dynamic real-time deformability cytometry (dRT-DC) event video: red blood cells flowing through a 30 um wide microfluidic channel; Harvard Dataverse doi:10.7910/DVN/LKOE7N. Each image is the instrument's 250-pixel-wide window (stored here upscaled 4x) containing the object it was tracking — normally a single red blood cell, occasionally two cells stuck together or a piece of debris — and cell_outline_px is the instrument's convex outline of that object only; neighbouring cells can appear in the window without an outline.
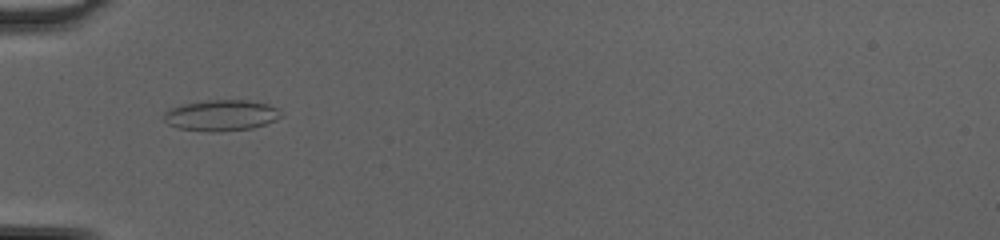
{"species": "common noctule bat (a hibernating species)", "species_latin": "Nyctalus noctula", "temperature_condition": "cold", "stored_images_in_passage": 50, "camera_frame_rate_fps": 3000, "um_per_image_px": 0.085, "animal": {"sex": "female", "body_mass_g": 20.0, "forearm_length_mm": 54.0}, "frame": {"image": 1, "passage_image": 19, "time_ms": 6.0, "image_size_px": [1000, 240], "cell_outline_px": [[284, 116], [276, 120], [252, 128], [220, 132], [212, 132], [176, 128], [168, 124], [164, 120], [164, 112], [172, 108], [184, 104], [208, 100], [248, 100], [268, 104], [280, 108]], "centroid_in_image_um": [18.85, 9.81], "position_along_channel_um": 66.1, "area_um2": 21.33}}
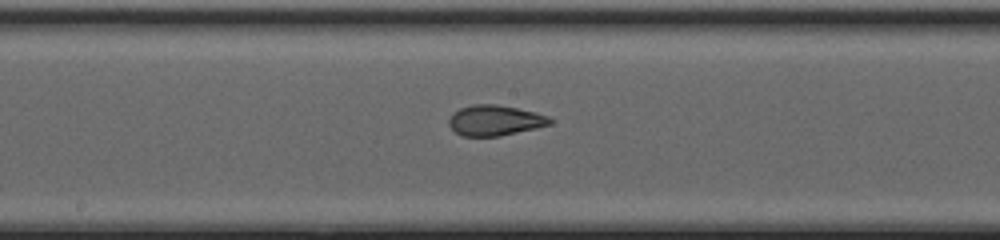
{"frame": {"image": 2, "passage_image": 29, "time_ms": 9.333, "image_size_px": [1000, 240], "cell_outline_px": [[552, 124], [536, 128], [500, 136], [460, 136], [448, 124], [448, 120], [452, 112], [460, 108], [472, 104], [496, 104], [536, 112], [548, 116], [552, 120]], "centroid_in_image_um": [42.05, 10.23], "position_along_channel_um": 206.2, "area_um2": 18.03}}
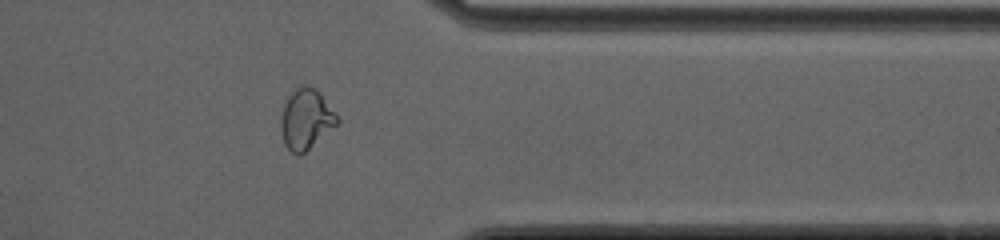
{"frame": {"image": 3, "passage_image": 42, "time_ms": 13.667, "image_size_px": [1000, 240], "cell_outline_px": [[340, 120], [336, 124], [300, 156], [296, 156], [284, 144], [280, 128], [280, 120], [284, 104], [288, 96], [296, 84], [308, 84], [316, 88]], "centroid_in_image_um": [25.96, 10.08], "position_along_channel_um": 385.4, "area_um2": 19.77}, "authors_computed_cell_mechanics": {"area_um2": 20.6057, "velocity_mm_per_s": 4.2868, "shape_relaxation_time_tau1_ms": null, "shape_relaxation_time_tau2_ms": 0.6306, "deformation_change_tau1": null, "deformation_change_tau2": 0.0649}}